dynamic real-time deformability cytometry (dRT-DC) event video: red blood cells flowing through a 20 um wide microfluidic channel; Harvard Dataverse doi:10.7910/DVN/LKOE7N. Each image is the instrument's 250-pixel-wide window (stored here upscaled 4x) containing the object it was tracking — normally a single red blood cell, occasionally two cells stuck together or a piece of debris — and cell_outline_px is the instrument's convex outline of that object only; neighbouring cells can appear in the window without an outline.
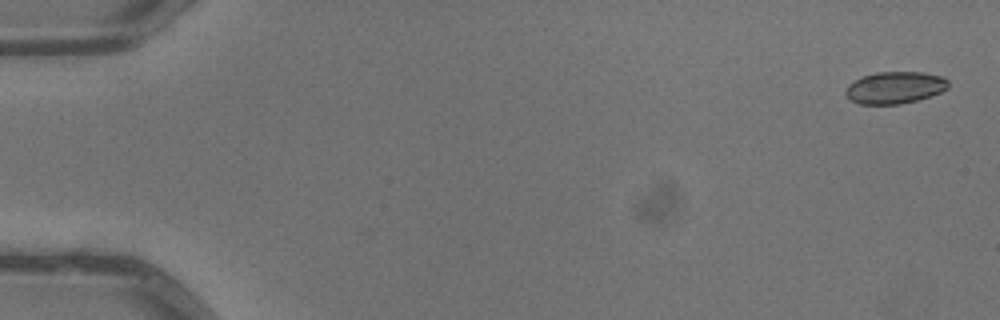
{"species": "common noctule bat (a hibernating species)", "species_latin": "Nyctalus noctula", "temperature_condition": "warm", "stored_images_in_passage": 5, "segment_of_instrument_passage": [1, 2], "camera_frame_rate_fps": 3000, "um_per_image_px": 0.085, "animal": {"sex": "male", "body_mass_g": 13.3}, "frame": {"image": 1, "passage_image": 1, "time_ms": 0.0, "image_size_px": [1000, 320], "cell_outline_px": [[948, 88], [940, 92], [916, 100], [900, 104], [860, 104], [852, 100], [844, 92], [848, 84], [864, 76], [876, 72], [924, 72], [944, 76], [948, 80]], "centroid_in_image_um": [76.09, 7.43], "position_along_channel_um": 8.9, "area_um2": 19.02}}